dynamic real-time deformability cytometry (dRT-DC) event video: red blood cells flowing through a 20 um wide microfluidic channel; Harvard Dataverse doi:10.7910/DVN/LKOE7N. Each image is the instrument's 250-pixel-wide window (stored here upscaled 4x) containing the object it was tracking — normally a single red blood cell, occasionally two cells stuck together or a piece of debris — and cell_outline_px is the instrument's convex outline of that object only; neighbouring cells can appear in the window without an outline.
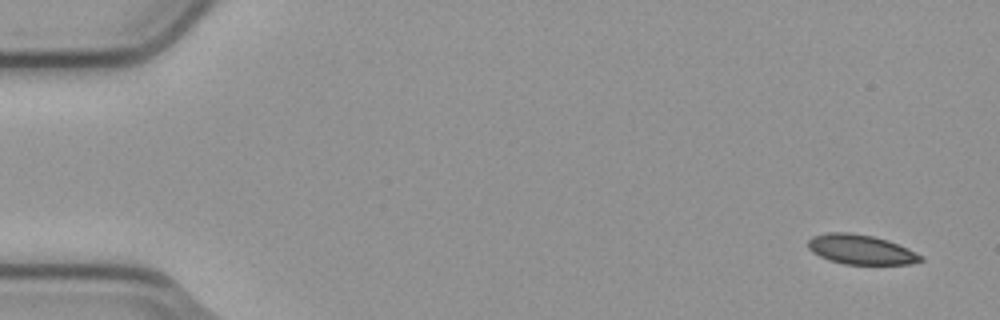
{"species": "common noctule bat (a hibernating species)", "species_latin": "Nyctalus noctula", "temperature_condition": "cold", "stored_images_in_passage": 4, "camera_frame_rate_fps": 3000, "um_per_image_px": 0.085, "animal": {"sex": "male", "body_mass_g": 23.1, "forearm_length_mm": 52.7}, "frame": {"image": 1, "passage_image": 1, "time_ms": 0.0, "image_size_px": [1000, 320], "cell_outline_px": [[924, 260], [908, 264], [844, 264], [828, 260], [812, 252], [808, 248], [808, 240], [812, 236], [828, 232], [848, 232], [872, 236], [888, 240], [908, 248], [924, 256]], "centroid_in_image_um": [73.17, 21.21], "position_along_channel_um": 11.8, "area_um2": 19.54}}
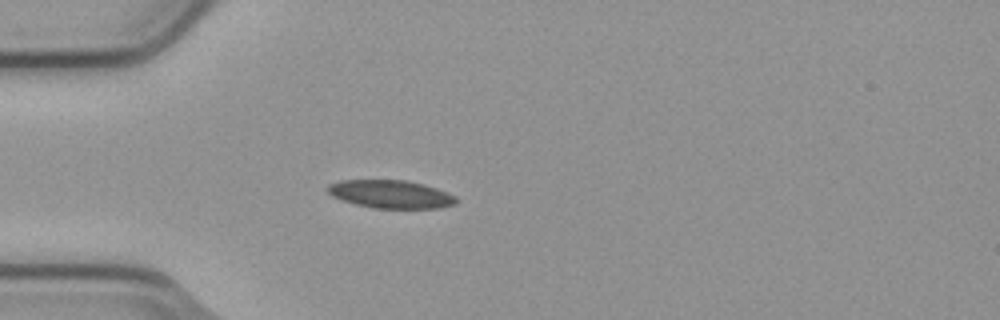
{"frame": {"image": 2, "passage_image": 4, "time_ms": 1.0, "image_size_px": [1000, 320], "cell_outline_px": [[460, 200], [456, 204], [440, 208], [372, 208], [356, 204], [332, 196], [324, 188], [328, 184], [340, 180], [408, 180], [424, 184], [448, 192], [456, 196]], "centroid_in_image_um": [33.24, 16.5], "position_along_channel_um": 51.8, "area_um2": 21.27}}